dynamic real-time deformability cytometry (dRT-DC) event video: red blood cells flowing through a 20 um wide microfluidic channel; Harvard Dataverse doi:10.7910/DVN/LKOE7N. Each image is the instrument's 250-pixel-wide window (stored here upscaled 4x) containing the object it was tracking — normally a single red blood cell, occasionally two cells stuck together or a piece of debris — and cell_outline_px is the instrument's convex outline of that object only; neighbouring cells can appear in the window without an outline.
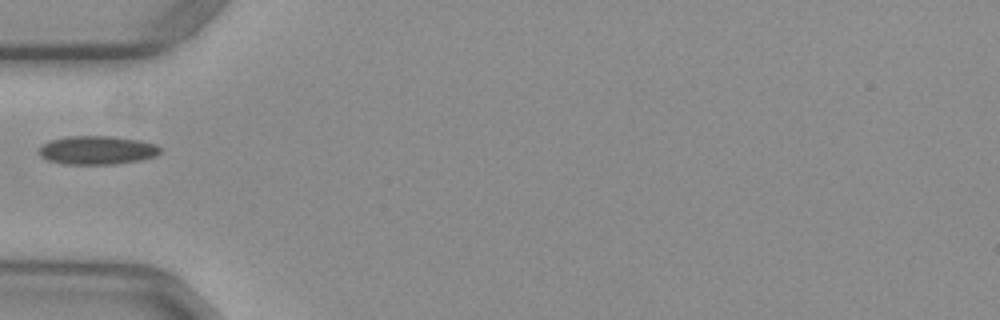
{"species": "common noctule bat (a hibernating species)", "species_latin": "Nyctalus noctula", "temperature_condition": "warm", "stored_images_in_passage": 35, "camera_frame_rate_fps": 3000, "um_per_image_px": 0.085, "animal": {"sex": "female", "body_mass_g": 29.2, "forearm_length_mm": 56.3}, "frame": {"image": 1, "passage_image": 1, "time_ms": 0.0, "image_size_px": [1000, 320], "cell_outline_px": [[160, 152], [156, 156], [140, 160], [112, 164], [64, 164], [48, 160], [40, 156], [36, 152], [48, 140], [68, 136], [112, 136], [140, 140], [156, 144], [160, 148]], "centroid_in_image_um": [8.23, 12.76], "position_along_channel_um": 76.8, "area_um2": 20.29}}
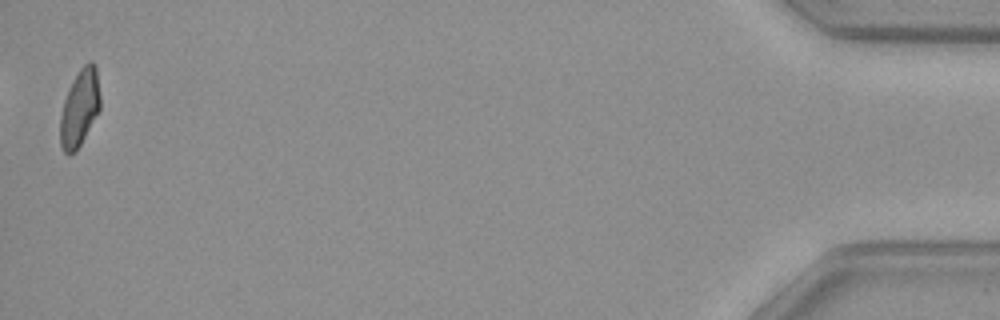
{"frame": {"image": 2, "passage_image": 35, "time_ms": 11.333, "image_size_px": [1000, 320], "cell_outline_px": [[100, 108], [76, 152], [68, 156], [64, 152], [60, 144], [60, 116], [64, 100], [68, 88], [72, 80], [80, 68], [88, 60], [92, 60], [96, 64], [100, 96]], "centroid_in_image_um": [6.76, 9.15], "position_along_channel_um": 428.4, "area_um2": 18.09}}